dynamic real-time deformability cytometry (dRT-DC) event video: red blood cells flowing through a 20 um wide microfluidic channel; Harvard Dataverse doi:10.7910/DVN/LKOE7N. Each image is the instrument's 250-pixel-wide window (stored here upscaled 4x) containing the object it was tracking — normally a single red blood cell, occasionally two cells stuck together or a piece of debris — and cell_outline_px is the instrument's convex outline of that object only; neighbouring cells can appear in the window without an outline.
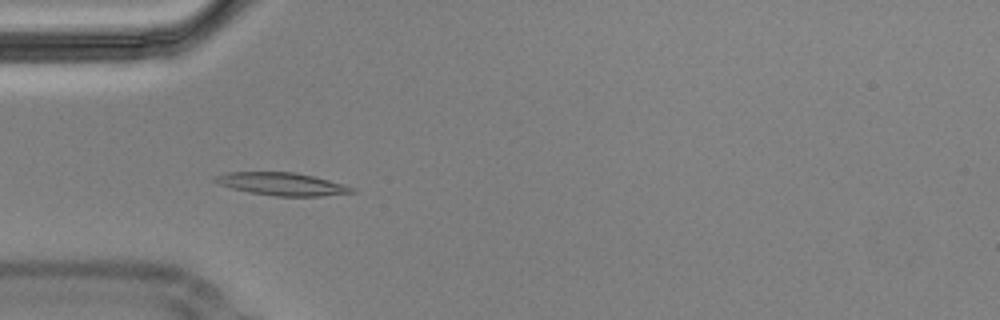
{"species": "Egyptian fruit bat (a non-hibernating species)", "species_latin": "Rousettus aegyptiacus", "temperature_condition": "cold", "stored_images_in_passage": 56, "camera_frame_rate_fps": 3000, "um_per_image_px": 0.085, "animal": {"sex": "male"}, "frame": {"image": 1, "passage_image": 17, "time_ms": 5.333, "image_size_px": [1000, 320], "cell_outline_px": [[356, 192], [320, 196], [276, 196], [248, 192], [216, 184], [212, 180], [216, 176], [228, 172], [296, 172], [328, 180], [356, 188]], "centroid_in_image_um": [23.94, 15.64], "position_along_channel_um": 61.1, "area_um2": 18.09}}
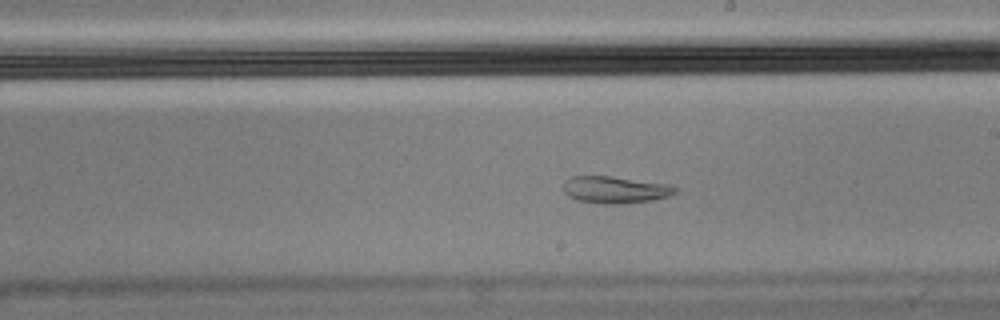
{"frame": {"image": 2, "passage_image": 32, "time_ms": 10.333, "image_size_px": [1000, 320], "cell_outline_px": [[676, 192], [668, 196], [652, 200], [620, 204], [604, 204], [576, 200], [568, 196], [564, 192], [564, 180], [572, 176], [612, 176], [672, 184], [676, 188]], "centroid_in_image_um": [52.28, 16.12], "position_along_channel_um": 236.7, "area_um2": 17.74}}
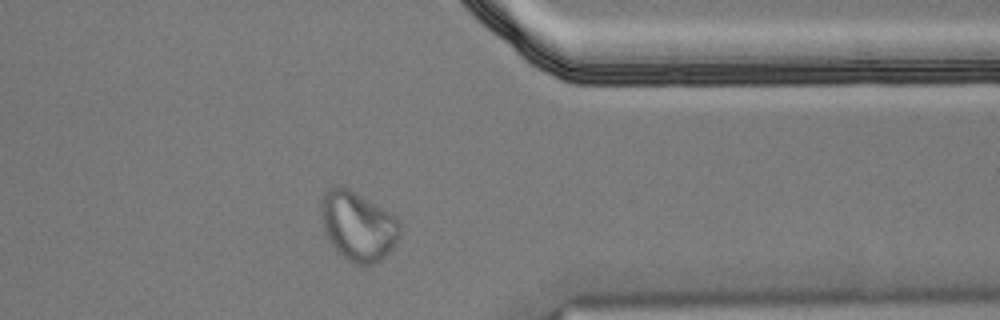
{"frame": {"image": 3, "passage_image": 45, "time_ms": 14.667, "image_size_px": [1000, 320], "cell_outline_px": [[400, 236], [396, 244], [380, 260], [372, 264], [352, 264], [336, 252], [328, 240], [324, 232], [320, 216], [320, 208], [324, 192], [332, 184], [340, 184], [348, 188], [380, 208], [392, 216], [400, 224]], "centroid_in_image_um": [30.35, 19.22], "position_along_channel_um": 381.0, "area_um2": 31.79}, "authors_computed_cell_mechanics": {"area_um2": 18.0625, "velocity_mm_per_s": 3.5442, "shape_relaxation_time_tau1_ms": null, "shape_relaxation_time_tau2_ms": 1.3852, "deformation_change_tau1": null, "deformation_change_tau2": 0.061}}